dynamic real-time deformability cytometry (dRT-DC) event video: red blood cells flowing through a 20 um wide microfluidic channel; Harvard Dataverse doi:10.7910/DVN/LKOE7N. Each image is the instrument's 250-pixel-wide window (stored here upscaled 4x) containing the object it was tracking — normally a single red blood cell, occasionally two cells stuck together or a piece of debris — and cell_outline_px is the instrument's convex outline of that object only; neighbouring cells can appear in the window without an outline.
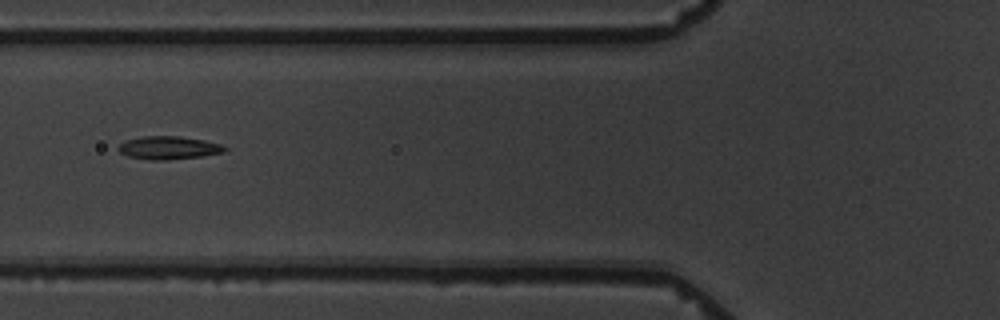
{"species": "common noctule bat (a hibernating species)", "species_latin": "Nyctalus noctula", "temperature_condition": "warm", "stored_images_in_passage": 10, "camera_frame_rate_fps": 3000, "um_per_image_px": 0.085, "animal": {"sex": "male", "body_mass_g": 19.5, "forearm_length_mm": 54.6}, "frame": {"image": 1, "passage_image": 5, "time_ms": 4.667, "image_size_px": [1000, 320], "cell_outline_px": [[228, 148], [224, 152], [200, 156], [168, 160], [152, 160], [128, 156], [120, 152], [116, 148], [124, 140], [144, 136], [180, 136], [204, 140], [220, 144]], "centroid_in_image_um": [14.31, 12.55], "position_along_channel_um": 111.5, "area_um2": 14.28}}
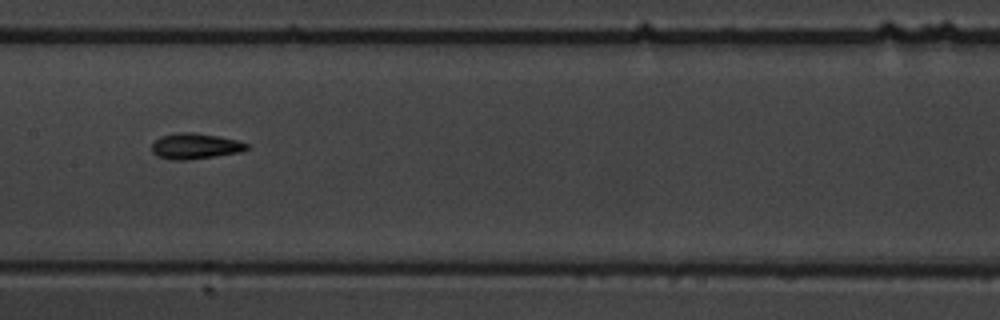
{"frame": {"image": 2, "passage_image": 7, "time_ms": 7.0, "image_size_px": [1000, 320], "cell_outline_px": [[248, 148], [240, 152], [184, 160], [172, 160], [156, 156], [152, 152], [152, 144], [160, 136], [176, 132], [192, 132], [220, 136], [236, 140], [248, 144]], "centroid_in_image_um": [16.55, 12.41], "position_along_channel_um": 190.9, "area_um2": 14.16}}
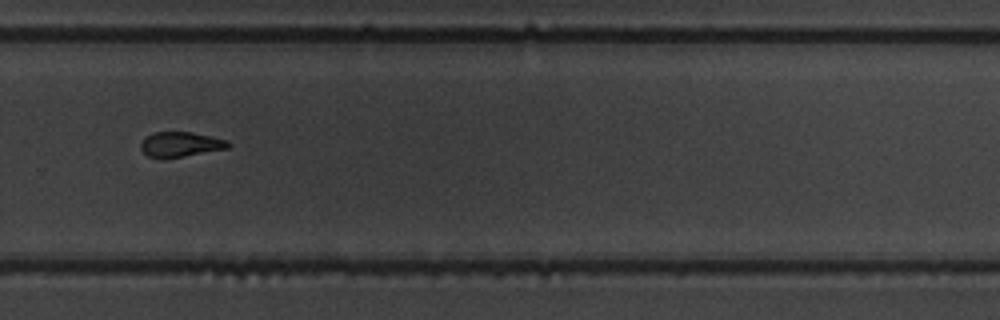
{"frame": {"image": 3, "passage_image": 10, "time_ms": 10.667, "image_size_px": [1000, 320], "cell_outline_px": [[232, 144], [228, 148], [160, 160], [148, 156], [140, 148], [140, 144], [152, 132], [192, 132], [228, 140]], "centroid_in_image_um": [15.34, 12.28], "position_along_channel_um": 314.5, "area_um2": 12.77}}